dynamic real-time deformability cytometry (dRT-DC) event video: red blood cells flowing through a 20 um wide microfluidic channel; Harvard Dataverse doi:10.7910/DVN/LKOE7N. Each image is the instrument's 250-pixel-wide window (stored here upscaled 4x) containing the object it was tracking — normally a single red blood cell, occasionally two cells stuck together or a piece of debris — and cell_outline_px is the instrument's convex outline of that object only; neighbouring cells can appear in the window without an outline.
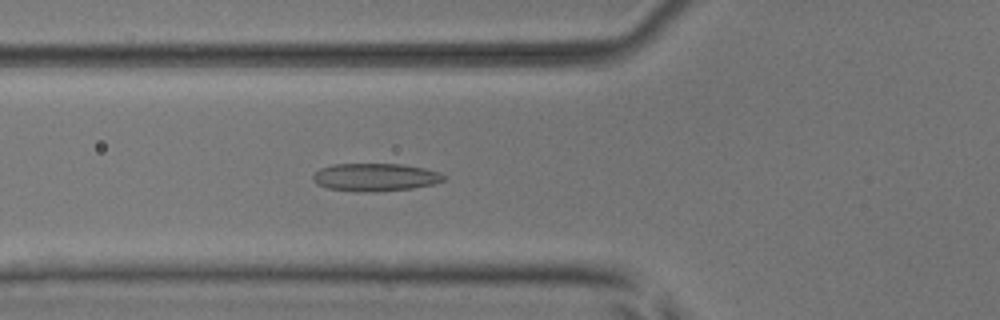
{"species": "common noctule bat (a hibernating species)", "species_latin": "Nyctalus noctula", "temperature_condition": "room temperature", "stored_images_in_passage": 54, "camera_frame_rate_fps": 3000, "um_per_image_px": 0.085, "animal": {"sex": "male", "body_mass_g": 17.9, "forearm_length_mm": 54.2}, "frame": {"image": 1, "passage_image": 20, "time_ms": 6.333, "image_size_px": [1000, 320], "cell_outline_px": [[448, 176], [444, 180], [432, 184], [412, 188], [372, 192], [360, 192], [328, 188], [316, 184], [312, 180], [312, 176], [320, 168], [332, 164], [400, 164], [424, 168], [440, 172]], "centroid_in_image_um": [31.89, 15.06], "position_along_channel_um": 93.9, "area_um2": 21.27}}
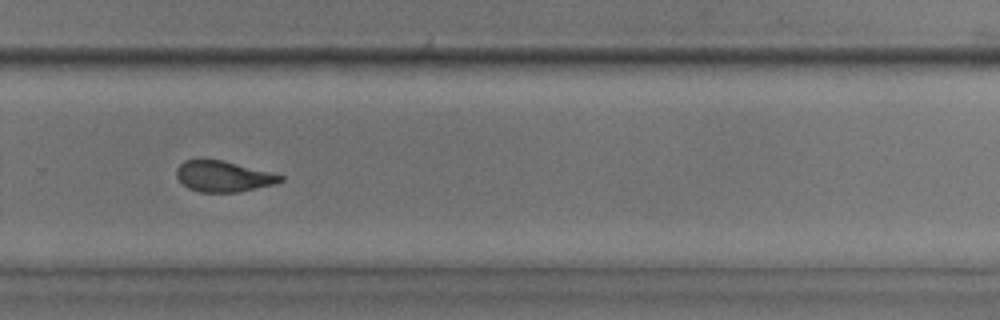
{"frame": {"image": 2, "passage_image": 37, "time_ms": 12.0, "image_size_px": [1000, 320], "cell_outline_px": [[284, 180], [272, 184], [240, 192], [200, 192], [188, 188], [176, 176], [176, 168], [184, 160], [204, 156], [284, 176]], "centroid_in_image_um": [18.89, 14.96], "position_along_channel_um": 310.9, "area_um2": 18.73}}
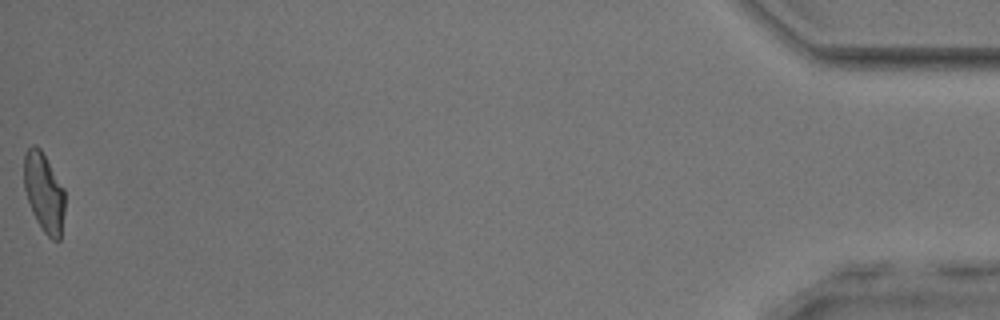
{"frame": {"image": 3, "passage_image": 54, "time_ms": 17.667, "image_size_px": [1000, 320], "cell_outline_px": [[64, 212], [60, 240], [52, 240], [44, 232], [36, 220], [32, 212], [24, 188], [24, 152], [32, 144], [36, 144], [40, 148], [64, 188]], "centroid_in_image_um": [3.73, 16.34], "position_along_channel_um": 431.5, "area_um2": 18.84}, "authors_computed_cell_mechanics": {"area_um2": 20.0277, "velocity_mm_per_s": 3.8346, "shape_relaxation_time_tau1_ms": 8.5387, "shape_relaxation_time_tau2_ms": 1.4446, "deformation_change_tau1": 0.2001, "deformation_change_tau2": 0.0897}}